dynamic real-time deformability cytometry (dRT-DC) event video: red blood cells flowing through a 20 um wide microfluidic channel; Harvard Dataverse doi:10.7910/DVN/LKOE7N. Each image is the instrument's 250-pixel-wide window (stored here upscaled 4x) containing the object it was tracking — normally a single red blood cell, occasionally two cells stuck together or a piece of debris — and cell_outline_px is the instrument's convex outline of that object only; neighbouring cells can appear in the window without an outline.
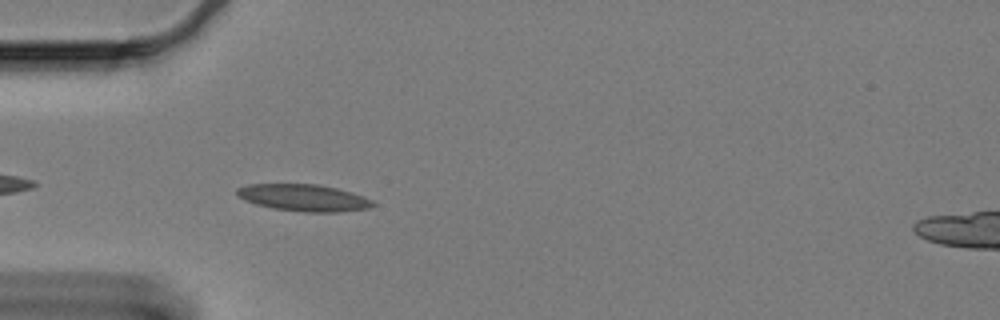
{"species": "Egyptian fruit bat (a non-hibernating species)", "species_latin": "Rousettus aegyptiacus", "temperature_condition": "cold", "stored_images_in_passage": 46, "camera_frame_rate_fps": 3000, "um_per_image_px": 0.085, "animal": {"sex": "female"}, "frame": {"image": 1, "passage_image": 3, "time_ms": 0.667, "image_size_px": [1000, 320], "cell_outline_px": [[376, 204], [368, 208], [336, 212], [304, 212], [272, 208], [256, 204], [244, 200], [236, 192], [236, 188], [248, 184], [320, 184], [352, 192], [364, 196], [372, 200]], "centroid_in_image_um": [25.82, 16.8], "position_along_channel_um": 59.2, "area_um2": 21.27}}
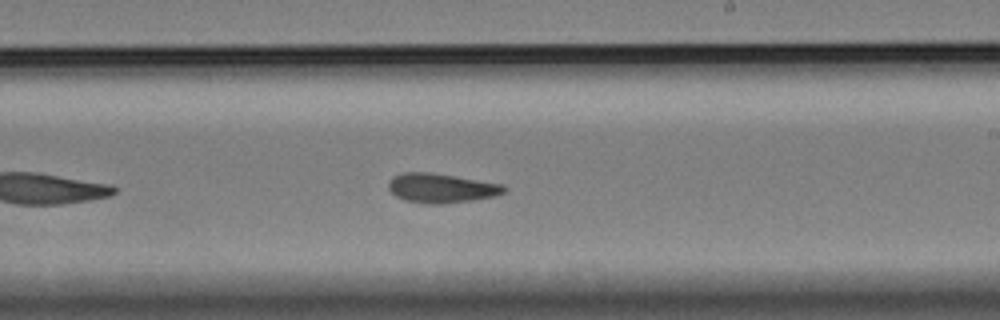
{"frame": {"image": 2, "passage_image": 21, "time_ms": 6.667, "image_size_px": [1000, 320], "cell_outline_px": [[508, 188], [504, 192], [496, 196], [472, 200], [440, 204], [424, 204], [404, 200], [396, 196], [388, 188], [388, 180], [392, 176], [400, 172], [428, 172], [456, 176], [504, 184]], "centroid_in_image_um": [37.49, 15.98], "position_along_channel_um": 251.5, "area_um2": 20.06}}
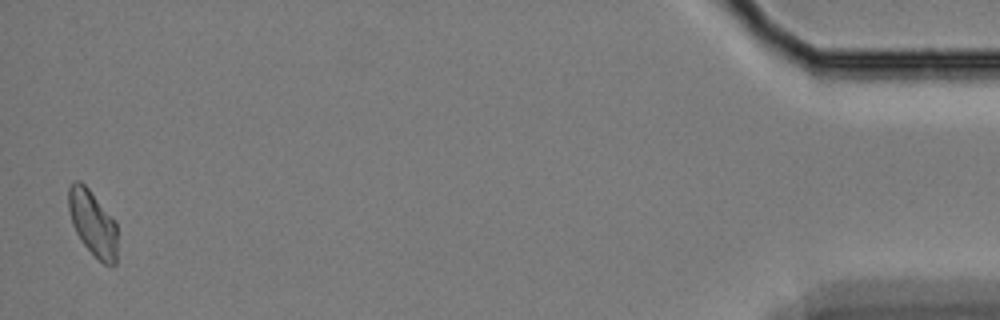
{"frame": {"image": 3, "passage_image": 45, "time_ms": 14.667, "image_size_px": [1000, 320], "cell_outline_px": [[116, 264], [112, 268], [104, 264], [80, 240], [72, 224], [68, 208], [68, 188], [76, 180], [80, 180], [88, 188], [116, 220]], "centroid_in_image_um": [7.89, 18.96], "position_along_channel_um": 427.3, "area_um2": 18.67}, "authors_computed_cell_mechanics": {"area_um2": 19.1029, "velocity_mm_per_s": 3.2571, "shape_relaxation_time_tau1_ms": null, "shape_relaxation_time_tau2_ms": 1.9806, "deformation_change_tau1": null, "deformation_change_tau2": 0.0705}}